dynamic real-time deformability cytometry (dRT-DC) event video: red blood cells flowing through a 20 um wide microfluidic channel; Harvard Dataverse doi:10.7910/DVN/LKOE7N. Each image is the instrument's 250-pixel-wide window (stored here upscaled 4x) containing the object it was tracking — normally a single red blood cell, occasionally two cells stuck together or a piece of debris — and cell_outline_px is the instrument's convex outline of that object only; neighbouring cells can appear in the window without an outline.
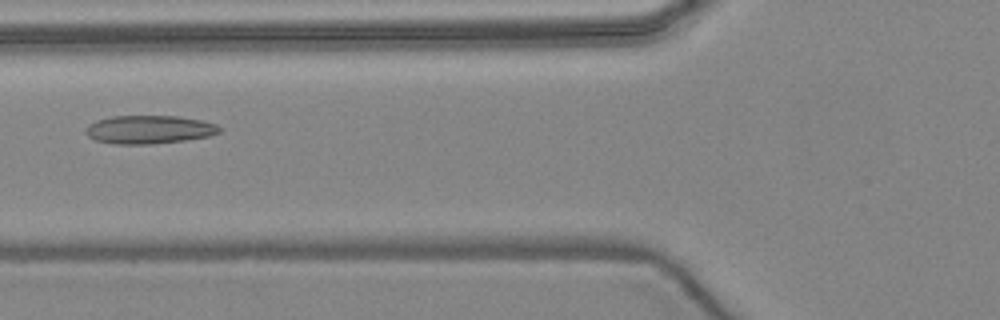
{"species": "common noctule bat (a hibernating species)", "species_latin": "Nyctalus noctula", "temperature_condition": "warm", "stored_images_in_passage": 6, "camera_frame_rate_fps": 3000, "um_per_image_px": 0.085, "animal": {"sex": "female", "body_mass_g": 24.6, "forearm_length_mm": 56.2}, "frame": {"image": 1, "passage_image": 6, "time_ms": 5.667, "image_size_px": [1000, 320], "cell_outline_px": [[220, 132], [208, 136], [184, 140], [152, 144], [112, 144], [96, 140], [88, 136], [84, 132], [88, 124], [96, 120], [112, 116], [176, 116], [200, 120], [216, 124], [220, 128]], "centroid_in_image_um": [12.63, 11.01], "position_along_channel_um": 113.2, "area_um2": 22.02}}